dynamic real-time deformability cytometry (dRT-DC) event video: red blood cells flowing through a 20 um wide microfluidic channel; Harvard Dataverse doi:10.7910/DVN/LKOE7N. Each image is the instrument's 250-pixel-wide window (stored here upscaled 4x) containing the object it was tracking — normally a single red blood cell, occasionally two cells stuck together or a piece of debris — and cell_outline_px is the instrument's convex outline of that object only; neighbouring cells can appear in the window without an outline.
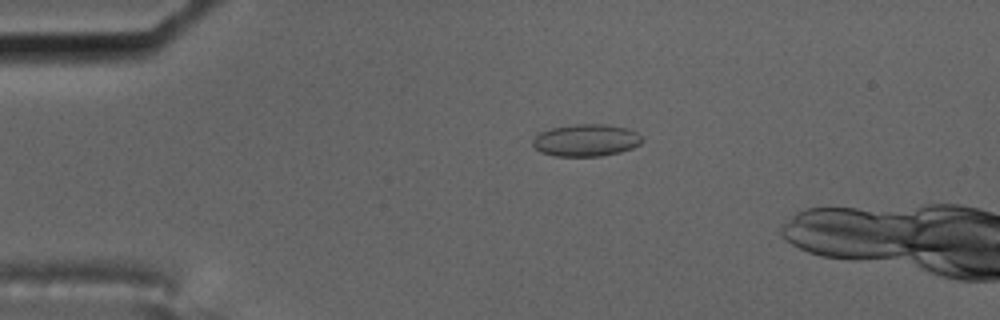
{"species": "common noctule bat (a hibernating species)", "species_latin": "Nyctalus noctula", "temperature_condition": "cold", "stored_images_in_passage": 18, "camera_frame_rate_fps": 3000, "um_per_image_px": 0.085, "animal": {"sex": "male", "body_mass_g": 17.5, "forearm_length_mm": 52.3}, "frame": {"image": 1, "passage_image": 13, "time_ms": 4.0, "image_size_px": [1000, 320], "cell_outline_px": [[644, 140], [640, 144], [632, 148], [620, 152], [600, 156], [556, 156], [540, 152], [532, 144], [532, 140], [540, 132], [552, 128], [576, 124], [604, 124], [628, 128], [644, 136]], "centroid_in_image_um": [49.85, 11.92], "position_along_channel_um": 35.1, "area_um2": 20.58}}